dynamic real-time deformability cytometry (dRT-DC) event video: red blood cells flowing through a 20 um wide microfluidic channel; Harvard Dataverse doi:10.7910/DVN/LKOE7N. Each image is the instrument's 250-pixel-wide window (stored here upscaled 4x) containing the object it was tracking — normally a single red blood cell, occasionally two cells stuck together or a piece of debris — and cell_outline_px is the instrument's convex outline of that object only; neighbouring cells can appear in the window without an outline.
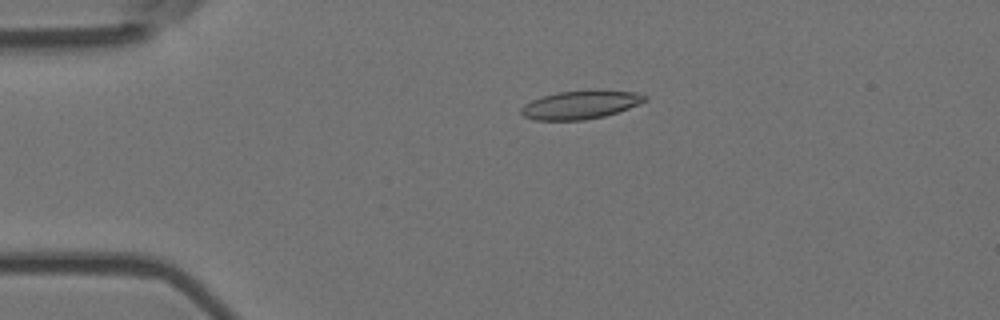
{"species": "Egyptian fruit bat (a non-hibernating species)", "species_latin": "Rousettus aegyptiacus", "temperature_condition": "room temperature", "stored_images_in_passage": 3, "camera_frame_rate_fps": 3000, "um_per_image_px": 0.085, "animal": {"sex": "female"}, "frame": {"image": 1, "passage_image": 2, "time_ms": 0.333, "image_size_px": [1000, 320], "cell_outline_px": [[648, 100], [628, 108], [604, 116], [584, 120], [536, 120], [524, 116], [520, 112], [520, 108], [524, 104], [532, 100], [544, 96], [560, 92], [588, 88], [600, 88], [636, 92], [648, 96]], "centroid_in_image_um": [49.39, 8.87], "position_along_channel_um": 35.6, "area_um2": 20.92}}
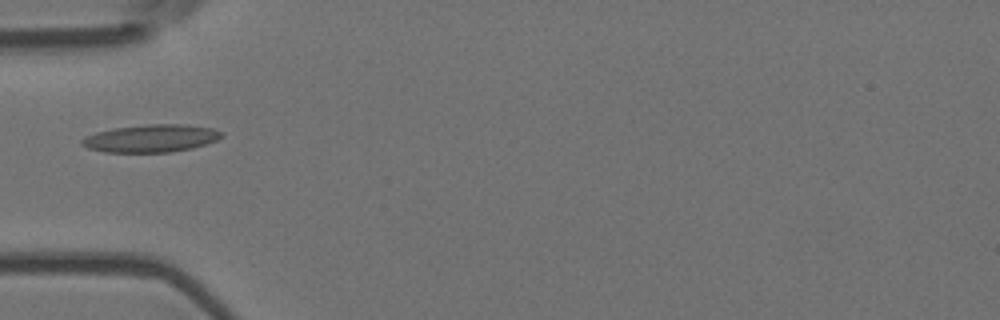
{"frame": {"image": 2, "passage_image": 3, "time_ms": 0.667, "image_size_px": [1000, 320], "cell_outline_px": [[224, 136], [216, 140], [192, 148], [168, 152], [104, 152], [88, 148], [80, 144], [80, 140], [84, 136], [96, 132], [112, 128], [148, 124], [184, 124], [212, 128], [224, 132]], "centroid_in_image_um": [12.81, 11.75], "position_along_channel_um": 72.2, "area_um2": 22.6}}